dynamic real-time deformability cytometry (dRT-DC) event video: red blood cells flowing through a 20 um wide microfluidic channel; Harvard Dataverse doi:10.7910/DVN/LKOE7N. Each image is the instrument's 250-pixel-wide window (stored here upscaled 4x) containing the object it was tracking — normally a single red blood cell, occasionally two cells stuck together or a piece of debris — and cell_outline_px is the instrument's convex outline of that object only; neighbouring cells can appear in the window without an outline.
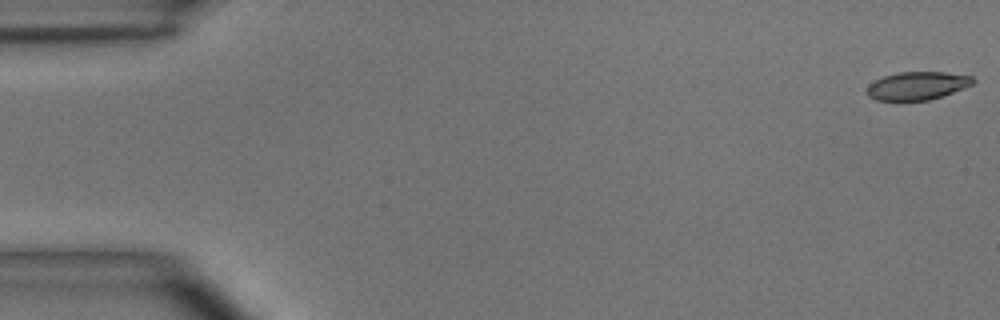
{"species": "common noctule bat (a hibernating species)", "species_latin": "Nyctalus noctula", "temperature_condition": "room temperature", "stored_images_in_passage": 49, "camera_frame_rate_fps": 3000, "um_per_image_px": 0.085, "animal": {"sex": "male", "body_mass_g": 15.6}, "frame": {"image": 1, "passage_image": 1, "time_ms": 0.0, "image_size_px": [1000, 320], "cell_outline_px": [[976, 80], [972, 84], [952, 92], [928, 100], [876, 100], [868, 96], [868, 84], [884, 76], [900, 72], [944, 72], [972, 76]], "centroid_in_image_um": [77.96, 7.28], "position_along_channel_um": 7.0, "area_um2": 17.05}}
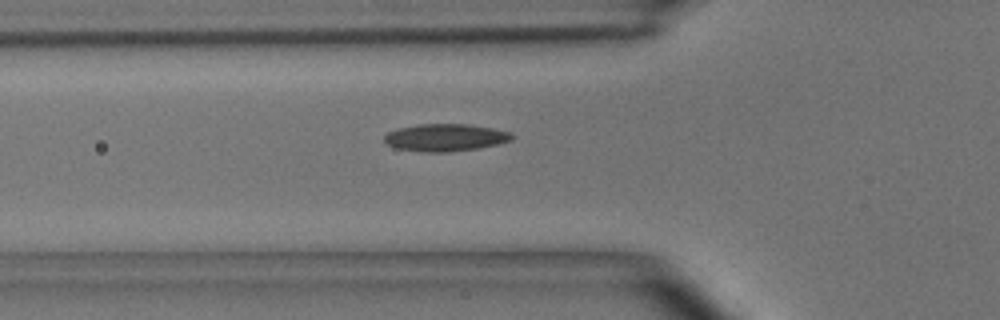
{"frame": {"image": 2, "passage_image": 17, "time_ms": 5.333, "image_size_px": [1000, 320], "cell_outline_px": [[512, 140], [480, 148], [448, 152], [420, 152], [396, 148], [388, 144], [384, 140], [384, 136], [388, 132], [400, 128], [420, 124], [468, 124], [492, 128], [508, 132], [512, 136]], "centroid_in_image_um": [37.83, 11.7], "position_along_channel_um": 88.0, "area_um2": 20.17}}
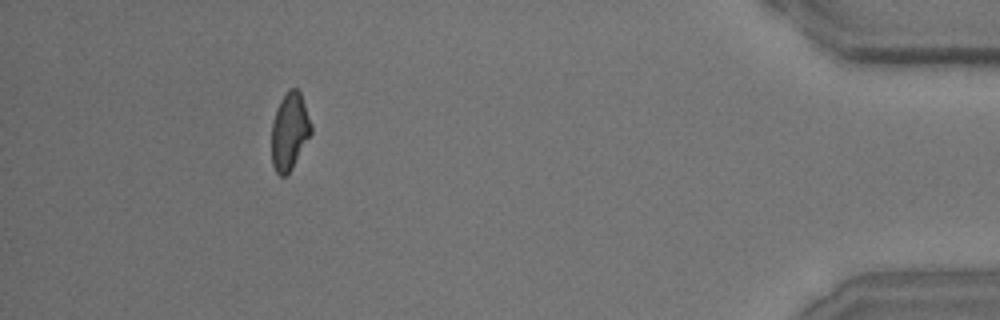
{"frame": {"image": 3, "passage_image": 45, "time_ms": 14.667, "image_size_px": [1000, 320], "cell_outline_px": [[312, 132], [292, 168], [284, 176], [280, 176], [276, 172], [272, 164], [272, 124], [276, 108], [280, 100], [288, 88], [296, 88], [300, 92], [312, 124]], "centroid_in_image_um": [24.61, 11.14], "position_along_channel_um": 410.6, "area_um2": 17.74}, "authors_computed_cell_mechanics": {"area_um2": 18.6116, "velocity_mm_per_s": 4.0646, "shape_relaxation_time_tau1_ms": 5.2692, "shape_relaxation_time_tau2_ms": 3.629, "deformation_change_tau1": 0.1765, "deformation_change_tau2": 0.1097}}